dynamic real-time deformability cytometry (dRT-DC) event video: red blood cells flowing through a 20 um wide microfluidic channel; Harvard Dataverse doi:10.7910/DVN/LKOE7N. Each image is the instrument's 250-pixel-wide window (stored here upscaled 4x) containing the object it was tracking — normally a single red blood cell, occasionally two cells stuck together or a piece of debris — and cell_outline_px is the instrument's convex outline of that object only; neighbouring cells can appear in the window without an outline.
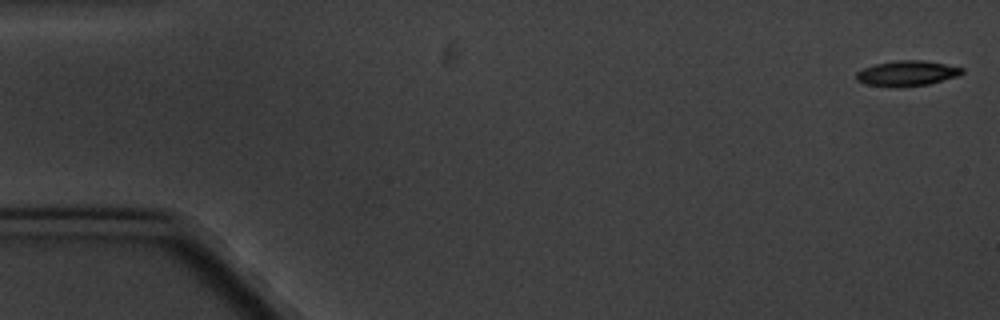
{"species": "common noctule bat (a hibernating species)", "species_latin": "Nyctalus noctula", "temperature_condition": "cold", "stored_images_in_passage": 5, "camera_frame_rate_fps": 3000, "um_per_image_px": 0.085, "animal": {"sex": "male", "body_mass_g": 20.1, "forearm_length_mm": 53.5}, "frame": {"image": 1, "passage_image": 1, "time_ms": 0.0, "image_size_px": [1000, 320], "cell_outline_px": [[964, 72], [956, 76], [928, 84], [896, 88], [868, 84], [856, 80], [856, 72], [864, 68], [876, 64], [896, 60], [920, 60], [944, 64], [964, 68]], "centroid_in_image_um": [77.07, 6.24], "position_along_channel_um": 7.9, "area_um2": 15.43}}